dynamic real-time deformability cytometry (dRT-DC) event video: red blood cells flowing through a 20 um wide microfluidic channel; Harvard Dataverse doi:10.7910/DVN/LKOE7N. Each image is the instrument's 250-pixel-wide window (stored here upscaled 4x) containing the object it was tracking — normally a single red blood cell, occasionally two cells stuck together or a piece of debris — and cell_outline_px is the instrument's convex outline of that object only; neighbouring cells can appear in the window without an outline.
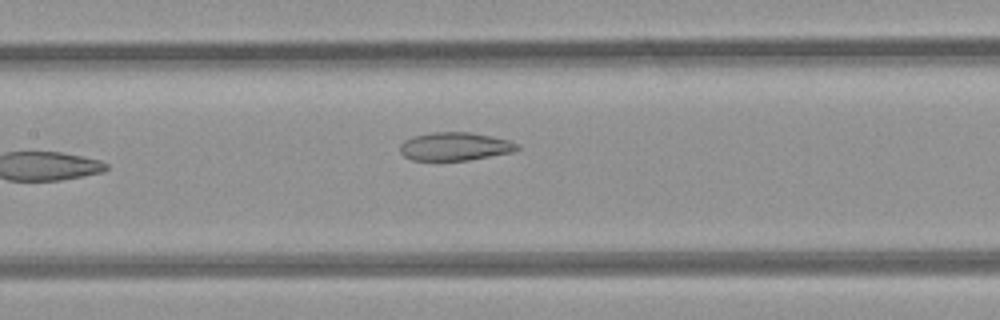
{"species": "common noctule bat (a hibernating species)", "species_latin": "Nyctalus noctula", "temperature_condition": "room temperature", "stored_images_in_passage": 8, "camera_frame_rate_fps": 3000, "um_per_image_px": 0.085, "animal": {"sex": "female", "body_mass_g": 21.9}, "frame": {"image": 1, "passage_image": 8, "time_ms": 2.333, "image_size_px": [1000, 320], "cell_outline_px": [[520, 148], [512, 152], [468, 160], [412, 160], [404, 156], [400, 152], [400, 144], [404, 140], [412, 136], [432, 132], [468, 132], [492, 136], [508, 140], [520, 144]], "centroid_in_image_um": [38.66, 12.44], "position_along_channel_um": 168.7, "area_um2": 19.31}}